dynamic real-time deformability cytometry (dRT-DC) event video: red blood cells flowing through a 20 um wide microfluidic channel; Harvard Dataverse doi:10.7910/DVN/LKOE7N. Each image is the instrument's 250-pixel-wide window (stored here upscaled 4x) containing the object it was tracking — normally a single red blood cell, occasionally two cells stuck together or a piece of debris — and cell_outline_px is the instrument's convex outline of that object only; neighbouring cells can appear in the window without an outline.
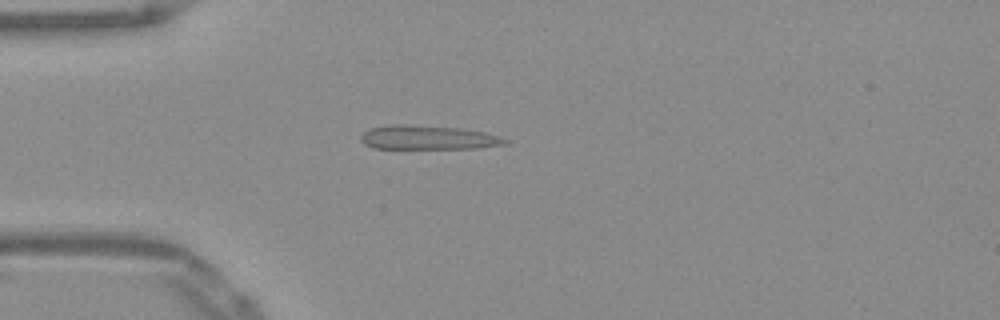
{"species": "Egyptian fruit bat (a non-hibernating species)", "species_latin": "Rousettus aegyptiacus", "temperature_condition": "warm", "stored_images_in_passage": 51, "camera_frame_rate_fps": 3000, "um_per_image_px": 0.085, "frame": {"image": 1, "passage_image": 13, "time_ms": 4.0, "image_size_px": [1000, 320], "cell_outline_px": [[512, 140], [508, 144], [480, 148], [372, 148], [364, 144], [360, 140], [360, 136], [368, 128], [388, 124], [404, 124], [460, 128], [484, 132], [500, 136]], "centroid_in_image_um": [36.4, 11.68], "position_along_channel_um": 48.6, "area_um2": 20.52}}
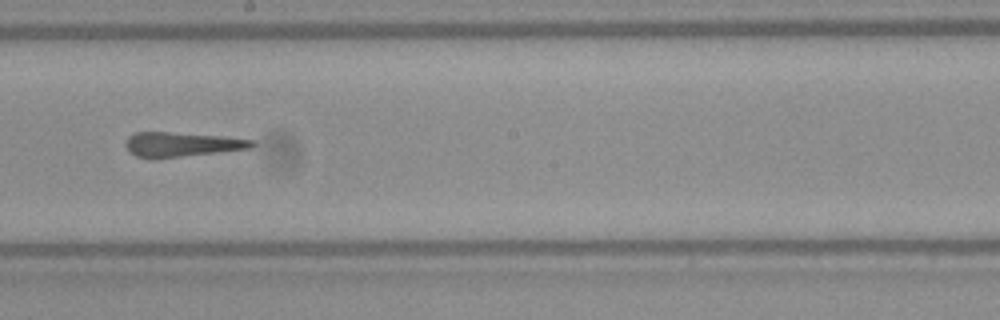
{"frame": {"image": 2, "passage_image": 28, "time_ms": 9.0, "image_size_px": [1000, 320], "cell_outline_px": [[256, 144], [252, 148], [180, 156], [136, 156], [128, 152], [124, 144], [128, 136], [136, 132], [168, 132], [220, 136], [252, 140]], "centroid_in_image_um": [15.42, 12.24], "position_along_channel_um": 232.8, "area_um2": 17.4}}
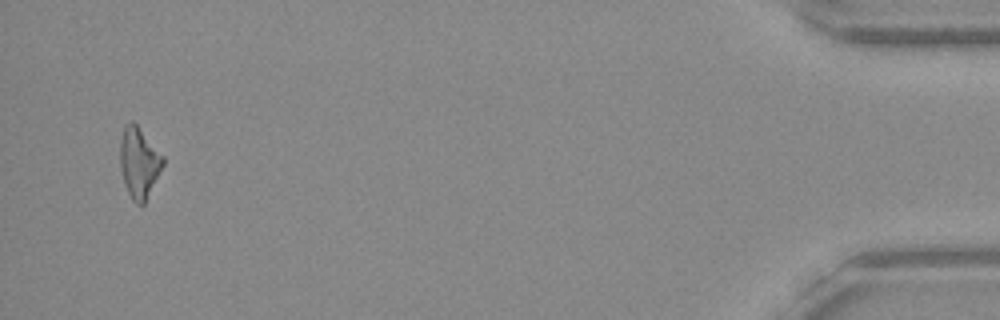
{"frame": {"image": 3, "passage_image": 49, "time_ms": 16.0, "image_size_px": [1000, 320], "cell_outline_px": [[164, 164], [144, 204], [136, 204], [132, 200], [124, 184], [120, 168], [120, 140], [124, 124], [132, 120], [136, 124], [164, 156]], "centroid_in_image_um": [11.8, 13.81], "position_along_channel_um": 423.4, "area_um2": 17.69}, "authors_computed_cell_mechanics": {"area_um2": 19.1896, "velocity_mm_per_s": 3.9154, "shape_relaxation_time_tau1_ms": null, "shape_relaxation_time_tau2_ms": 3.3548, "deformation_change_tau1": null, "deformation_change_tau2": 0.1221}}